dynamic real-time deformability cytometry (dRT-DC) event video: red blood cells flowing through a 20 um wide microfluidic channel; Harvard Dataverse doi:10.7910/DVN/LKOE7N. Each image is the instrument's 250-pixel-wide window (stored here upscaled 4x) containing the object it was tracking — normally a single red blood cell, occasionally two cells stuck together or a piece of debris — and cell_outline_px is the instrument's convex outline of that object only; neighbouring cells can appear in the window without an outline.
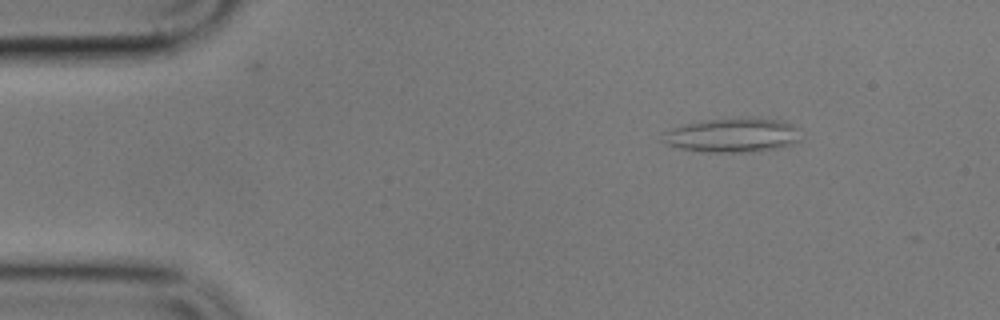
{"species": "common noctule bat (a hibernating species)", "species_latin": "Nyctalus noctula", "temperature_condition": "cold", "stored_images_in_passage": 6, "camera_frame_rate_fps": 3000, "um_per_image_px": 0.085, "animal": {"sex": "male", "body_mass_g": 17.9}, "frame": {"image": 1, "passage_image": 2, "time_ms": 1.333, "image_size_px": [1000, 320], "cell_outline_px": [[800, 140], [792, 144], [776, 148], [752, 152], [704, 152], [680, 148], [664, 144], [660, 140], [664, 132], [672, 128], [684, 124], [700, 120], [744, 116], [776, 120], [792, 124], [800, 128]], "centroid_in_image_um": [62.25, 11.47], "position_along_channel_um": 22.8, "area_um2": 28.15}}